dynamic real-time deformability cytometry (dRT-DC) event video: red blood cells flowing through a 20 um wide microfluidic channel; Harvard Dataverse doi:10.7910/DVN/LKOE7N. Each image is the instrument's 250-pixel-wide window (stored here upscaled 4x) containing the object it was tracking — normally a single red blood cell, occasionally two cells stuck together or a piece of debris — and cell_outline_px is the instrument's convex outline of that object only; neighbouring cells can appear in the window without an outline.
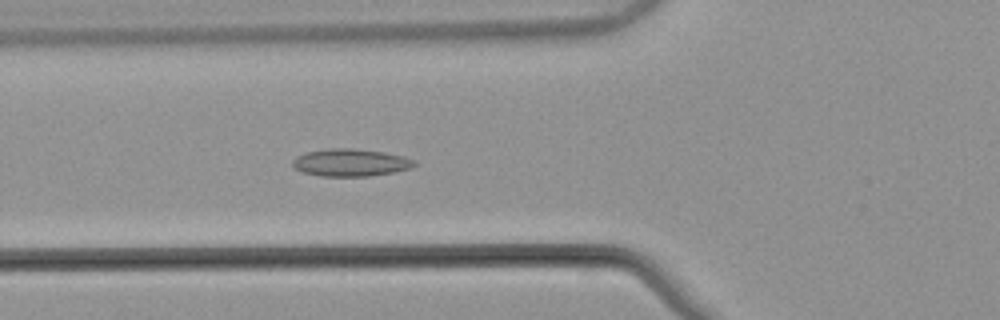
{"species": "common noctule bat (a hibernating species)", "species_latin": "Nyctalus noctula", "temperature_condition": "warm", "stored_images_in_passage": 55, "camera_frame_rate_fps": 3000, "um_per_image_px": 0.085, "animal": {"sex": "male", "body_mass_g": 21.5, "forearm_length_mm": 52.0}, "frame": {"image": 1, "passage_image": 21, "time_ms": 6.667, "image_size_px": [1000, 320], "cell_outline_px": [[416, 164], [412, 168], [392, 172], [368, 176], [320, 176], [304, 172], [292, 168], [292, 160], [296, 156], [308, 152], [328, 148], [352, 148], [384, 152], [404, 156], [416, 160]], "centroid_in_image_um": [29.79, 13.81], "position_along_channel_um": 96.0, "area_um2": 19.54}}
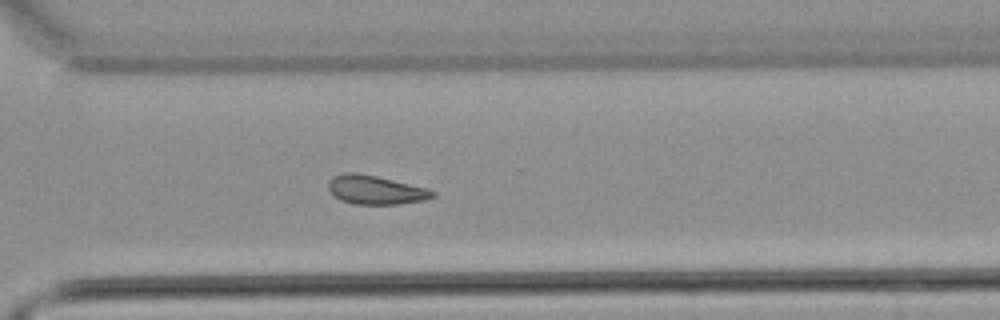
{"frame": {"image": 2, "passage_image": 40, "time_ms": 13.0, "image_size_px": [1000, 320], "cell_outline_px": [[436, 196], [424, 200], [400, 204], [352, 204], [340, 200], [328, 188], [328, 180], [332, 176], [344, 172], [356, 172], [376, 176], [428, 188], [436, 192]], "centroid_in_image_um": [31.92, 16.13], "position_along_channel_um": 338.7, "area_um2": 17.63}}
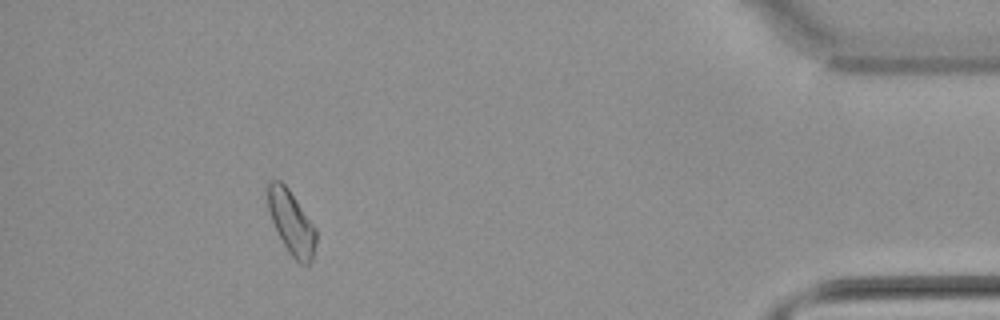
{"frame": {"image": 3, "passage_image": 50, "time_ms": 16.333, "image_size_px": [1000, 320], "cell_outline_px": [[316, 244], [312, 260], [308, 264], [300, 264], [288, 252], [272, 220], [268, 208], [268, 184], [272, 180], [280, 180], [288, 188], [316, 228]], "centroid_in_image_um": [24.79, 18.93], "position_along_channel_um": 410.4, "area_um2": 17.57}, "authors_computed_cell_mechanics": {"area_um2": 18.207, "velocity_mm_per_s": 3.8342, "shape_relaxation_time_tau1_ms": null, "shape_relaxation_time_tau2_ms": 6.9148, "deformation_change_tau1": null, "deformation_change_tau2": 0.1325}}